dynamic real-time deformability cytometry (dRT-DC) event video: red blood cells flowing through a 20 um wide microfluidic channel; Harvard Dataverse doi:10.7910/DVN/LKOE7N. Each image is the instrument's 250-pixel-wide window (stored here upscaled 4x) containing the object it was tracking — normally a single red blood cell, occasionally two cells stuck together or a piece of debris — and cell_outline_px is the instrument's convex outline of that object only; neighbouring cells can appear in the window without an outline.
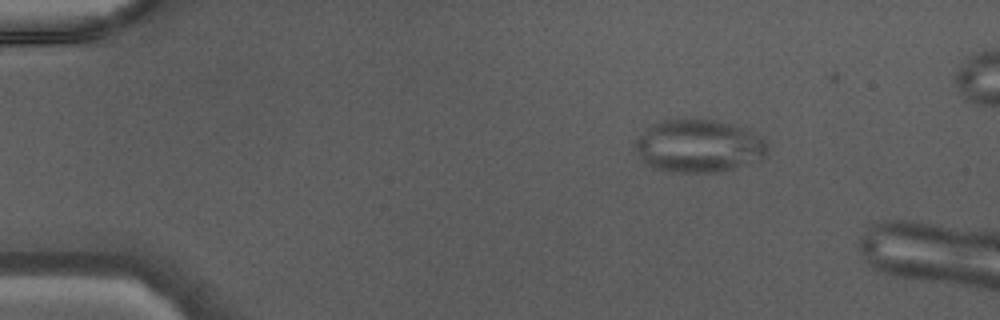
{"species": "Egyptian fruit bat (a non-hibernating species)", "species_latin": "Rousettus aegyptiacus", "temperature_condition": "warm", "stored_images_in_passage": 5, "camera_frame_rate_fps": 3000, "um_per_image_px": 0.085, "animal": {"sex": "male"}, "frame": {"image": 1, "passage_image": 1, "time_ms": 0.0, "image_size_px": [1000, 320], "cell_outline_px": [[768, 152], [764, 160], [716, 172], [676, 172], [656, 168], [648, 164], [636, 152], [632, 144], [652, 124], [660, 120], [676, 116], [716, 120], [732, 124], [744, 128], [760, 136], [768, 144]], "centroid_in_image_um": [59.41, 12.37], "position_along_channel_um": 25.6, "area_um2": 41.38}}